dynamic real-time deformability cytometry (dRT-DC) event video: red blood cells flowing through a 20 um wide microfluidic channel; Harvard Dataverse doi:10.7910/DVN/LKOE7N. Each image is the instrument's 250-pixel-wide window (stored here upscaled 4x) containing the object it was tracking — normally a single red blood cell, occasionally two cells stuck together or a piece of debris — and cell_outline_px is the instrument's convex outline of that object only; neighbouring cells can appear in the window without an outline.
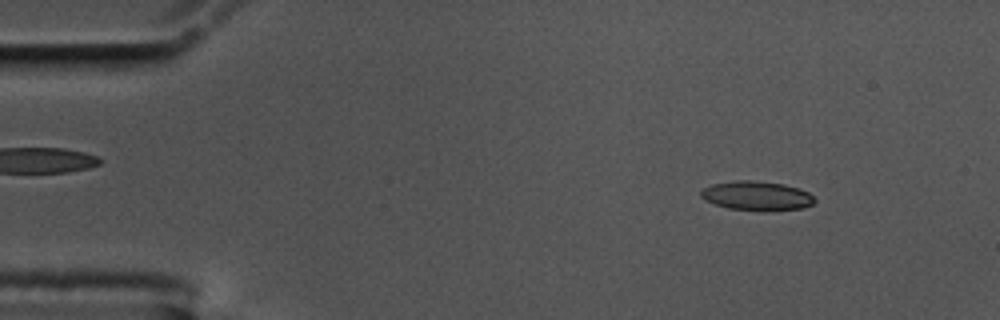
{"species": "common noctule bat (a hibernating species)", "species_latin": "Nyctalus noctula", "temperature_condition": "cold", "stored_images_in_passage": 54, "camera_frame_rate_fps": 3000, "um_per_image_px": 0.085, "animal": {"sex": "male", "body_mass_g": 17.5, "forearm_length_mm": 52.3}, "frame": {"image": 1, "passage_image": 4, "time_ms": 1.0, "image_size_px": [1000, 320], "cell_outline_px": [[816, 200], [812, 204], [804, 208], [728, 208], [704, 200], [700, 196], [700, 192], [704, 188], [712, 184], [736, 180], [748, 180], [784, 184], [800, 188], [808, 192]], "centroid_in_image_um": [64.3, 16.59], "position_along_channel_um": 20.7, "area_um2": 18.5}}
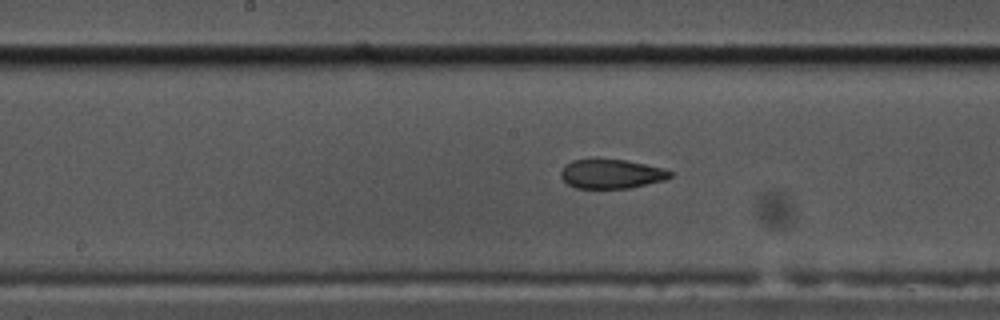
{"frame": {"image": 2, "passage_image": 26, "time_ms": 8.333, "image_size_px": [1000, 320], "cell_outline_px": [[672, 176], [664, 180], [628, 188], [576, 188], [568, 184], [560, 176], [560, 172], [572, 160], [592, 156], [596, 156], [628, 160], [664, 168], [672, 172]], "centroid_in_image_um": [51.94, 14.73], "position_along_channel_um": 196.3, "area_um2": 19.19}}
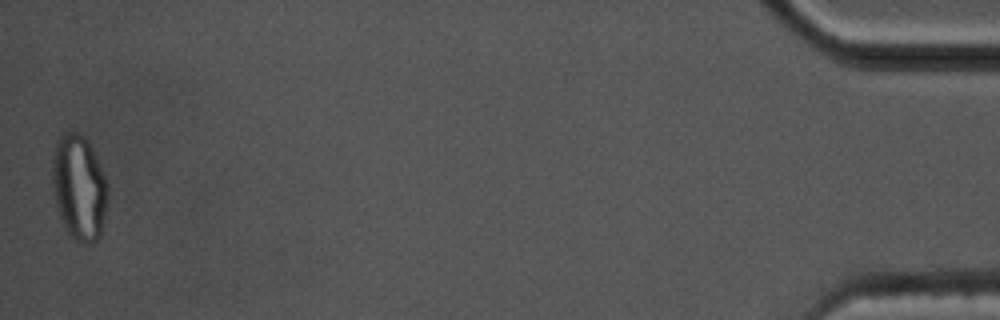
{"frame": {"image": 3, "passage_image": 54, "time_ms": 17.667, "image_size_px": [1000, 320], "cell_outline_px": [[108, 200], [100, 236], [92, 244], [84, 244], [76, 240], [68, 232], [60, 216], [56, 204], [52, 184], [52, 160], [56, 140], [64, 132], [72, 128], [80, 132], [88, 140], [108, 184]], "centroid_in_image_um": [6.72, 15.89], "position_along_channel_um": 428.5, "area_um2": 34.33}, "authors_computed_cell_mechanics": {"area_um2": 19.941, "velocity_mm_per_s": 3.4892, "shape_relaxation_time_tau1_ms": null, "shape_relaxation_time_tau2_ms": 2.3495, "deformation_change_tau1": null, "deformation_change_tau2": 0.0728}}